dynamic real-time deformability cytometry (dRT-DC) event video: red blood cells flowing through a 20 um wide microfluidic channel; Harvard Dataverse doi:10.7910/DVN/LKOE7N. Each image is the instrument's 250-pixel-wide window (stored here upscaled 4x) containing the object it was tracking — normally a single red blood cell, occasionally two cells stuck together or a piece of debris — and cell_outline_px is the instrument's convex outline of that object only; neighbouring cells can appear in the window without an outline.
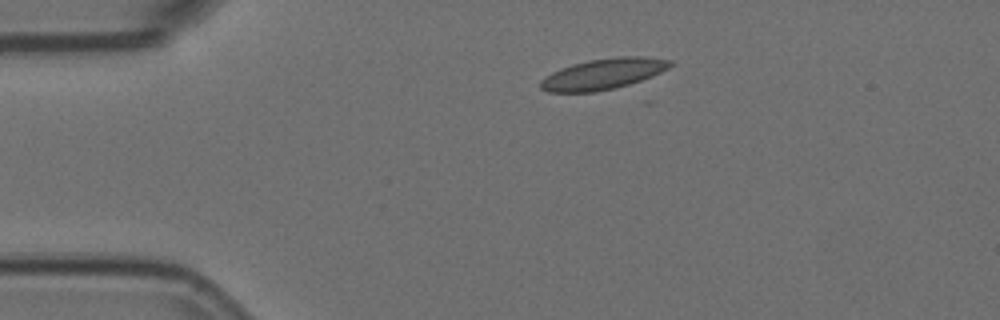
{"species": "Egyptian fruit bat (a non-hibernating species)", "species_latin": "Rousettus aegyptiacus", "temperature_condition": "room temperature", "stored_images_in_passage": 7, "camera_frame_rate_fps": 3000, "um_per_image_px": 0.085, "animal": {"sex": "female"}, "frame": {"image": 1, "passage_image": 1, "time_ms": 0.0, "image_size_px": [1000, 320], "cell_outline_px": [[672, 64], [668, 68], [652, 76], [628, 84], [596, 92], [548, 92], [540, 88], [540, 80], [544, 76], [560, 68], [572, 64], [588, 60], [616, 56], [644, 56], [672, 60]], "centroid_in_image_um": [51.24, 6.27], "position_along_channel_um": 33.8, "area_um2": 23.29}}
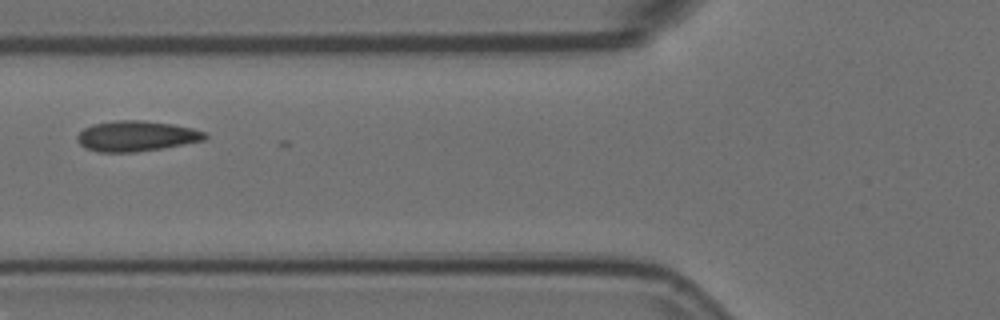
{"frame": {"image": 2, "passage_image": 4, "time_ms": 1.0, "image_size_px": [1000, 320], "cell_outline_px": [[208, 136], [204, 140], [160, 148], [136, 152], [100, 152], [84, 148], [76, 140], [76, 136], [84, 128], [92, 124], [116, 120], [144, 120], [172, 124], [192, 128], [204, 132]], "centroid_in_image_um": [11.54, 11.56], "position_along_channel_um": 114.3, "area_um2": 22.6}}
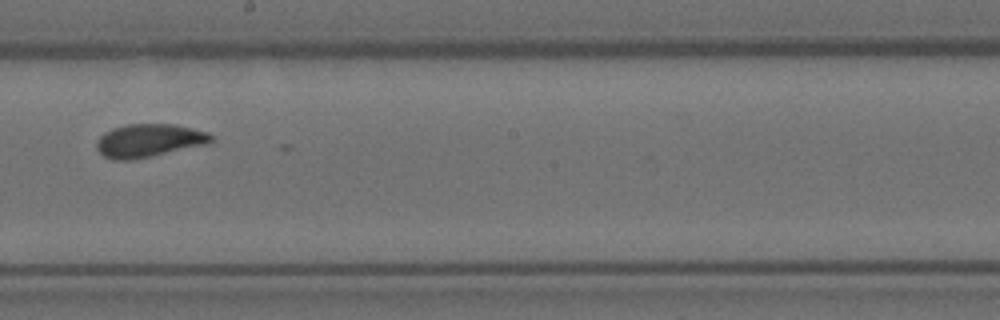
{"frame": {"image": 3, "passage_image": 7, "time_ms": 2.0, "image_size_px": [1000, 320], "cell_outline_px": [[212, 140], [208, 144], [152, 156], [132, 160], [112, 160], [104, 156], [96, 148], [96, 144], [100, 136], [104, 132], [112, 128], [124, 124], [176, 124], [208, 132], [212, 136]], "centroid_in_image_um": [12.65, 11.94], "position_along_channel_um": 235.6, "area_um2": 22.25}}